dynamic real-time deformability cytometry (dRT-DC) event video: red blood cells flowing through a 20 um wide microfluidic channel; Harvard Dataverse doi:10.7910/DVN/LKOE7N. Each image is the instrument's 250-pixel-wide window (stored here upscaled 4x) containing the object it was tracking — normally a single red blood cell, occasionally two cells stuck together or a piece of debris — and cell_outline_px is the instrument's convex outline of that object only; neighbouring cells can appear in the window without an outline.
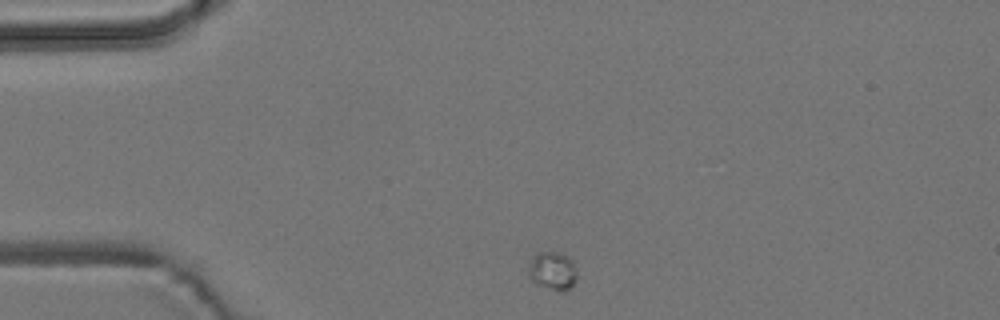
{"species": "common noctule bat (a hibernating species)", "species_latin": "Nyctalus noctula", "temperature_condition": "room temperature", "stored_images_in_passage": 4, "camera_frame_rate_fps": 3000, "um_per_image_px": 0.085, "animal": {"sex": "male", "body_mass_g": 19.2, "forearm_length_mm": 51.8}, "frame": {"image": 1, "passage_image": 1, "time_ms": 0.0, "image_size_px": [1000, 320], "cell_outline_px": [[576, 276], [572, 284], [568, 288], [560, 292], [536, 284], [528, 276], [528, 268], [532, 256], [540, 252], [560, 252], [568, 256], [572, 260], [576, 268]], "centroid_in_image_um": [46.95, 23.0], "position_along_channel_um": 38.1, "area_um2": 10.81}}